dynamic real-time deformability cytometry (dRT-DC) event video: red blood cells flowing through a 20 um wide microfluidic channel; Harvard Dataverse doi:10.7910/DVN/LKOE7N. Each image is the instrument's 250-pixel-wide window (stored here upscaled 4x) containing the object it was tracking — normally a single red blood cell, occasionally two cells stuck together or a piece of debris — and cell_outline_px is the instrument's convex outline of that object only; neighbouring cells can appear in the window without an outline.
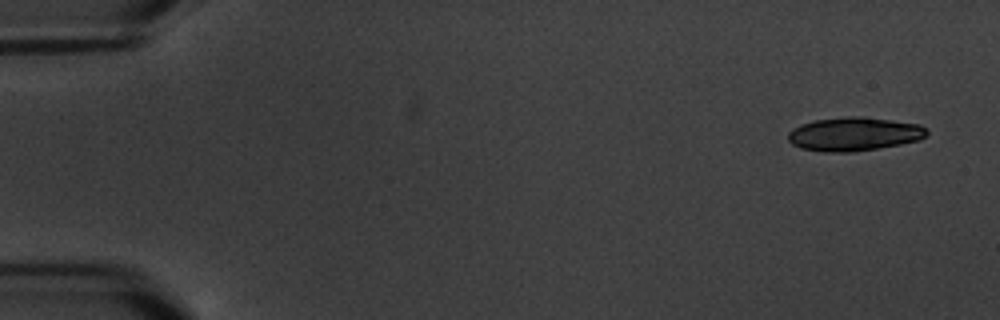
{"species": "common noctule bat (a hibernating species)", "species_latin": "Nyctalus noctula", "temperature_condition": "warm", "stored_images_in_passage": 6, "camera_frame_rate_fps": 3000, "um_per_image_px": 0.085, "animal": {"sex": "male", "body_mass_g": 20.1, "forearm_length_mm": 53.5}, "frame": {"image": 1, "passage_image": 1, "time_ms": 0.0, "image_size_px": [1000, 320], "cell_outline_px": [[928, 132], [920, 140], [900, 144], [852, 152], [824, 152], [800, 148], [792, 144], [788, 140], [788, 132], [792, 128], [800, 124], [816, 120], [848, 116], [864, 116], [920, 124], [928, 128]], "centroid_in_image_um": [72.59, 11.39], "position_along_channel_um": 12.4, "area_um2": 27.34}}
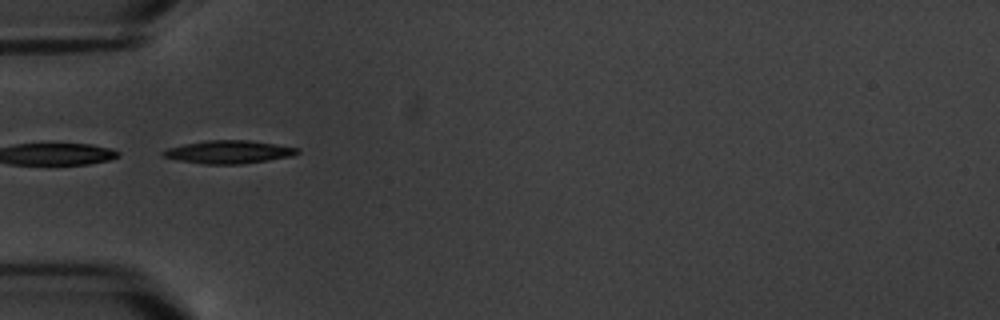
{"frame": {"image": 2, "passage_image": 5, "time_ms": 5.667, "image_size_px": [1000, 320], "cell_outline_px": [[300, 152], [292, 156], [268, 160], [240, 164], [204, 164], [176, 160], [160, 156], [160, 152], [168, 148], [184, 144], [208, 140], [248, 140], [276, 144], [300, 148]], "centroid_in_image_um": [19.42, 12.92], "position_along_channel_um": 65.6, "area_um2": 18.09}}